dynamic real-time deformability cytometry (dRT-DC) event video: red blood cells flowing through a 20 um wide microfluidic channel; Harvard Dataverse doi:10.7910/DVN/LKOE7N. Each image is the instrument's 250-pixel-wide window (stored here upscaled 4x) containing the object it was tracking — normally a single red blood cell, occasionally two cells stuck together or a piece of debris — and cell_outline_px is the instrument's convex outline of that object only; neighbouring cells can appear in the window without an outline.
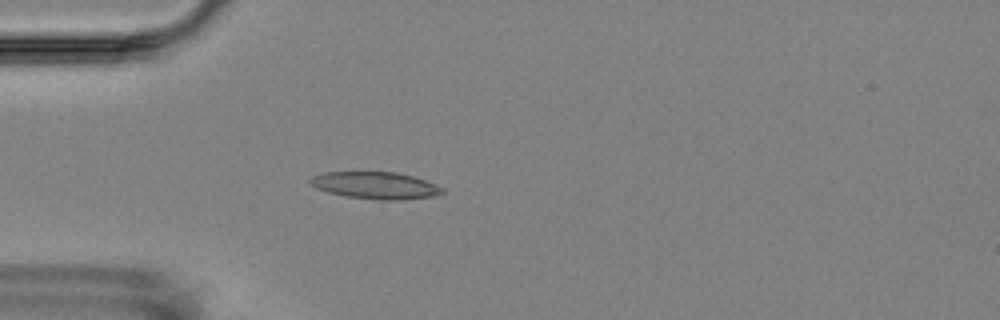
{"species": "Egyptian fruit bat (a non-hibernating species)", "species_latin": "Rousettus aegyptiacus", "temperature_condition": "room temperature", "stored_images_in_passage": 4, "camera_frame_rate_fps": 3000, "um_per_image_px": 0.085, "animal": {"sex": "female"}, "frame": {"image": 1, "passage_image": 4, "time_ms": 3.667, "image_size_px": [1000, 320], "cell_outline_px": [[444, 192], [432, 196], [400, 200], [380, 200], [344, 196], [328, 192], [316, 188], [308, 184], [308, 180], [312, 176], [324, 172], [396, 172], [412, 176], [424, 180], [444, 188]], "centroid_in_image_um": [31.86, 15.76], "position_along_channel_um": 53.1, "area_um2": 20.81}}